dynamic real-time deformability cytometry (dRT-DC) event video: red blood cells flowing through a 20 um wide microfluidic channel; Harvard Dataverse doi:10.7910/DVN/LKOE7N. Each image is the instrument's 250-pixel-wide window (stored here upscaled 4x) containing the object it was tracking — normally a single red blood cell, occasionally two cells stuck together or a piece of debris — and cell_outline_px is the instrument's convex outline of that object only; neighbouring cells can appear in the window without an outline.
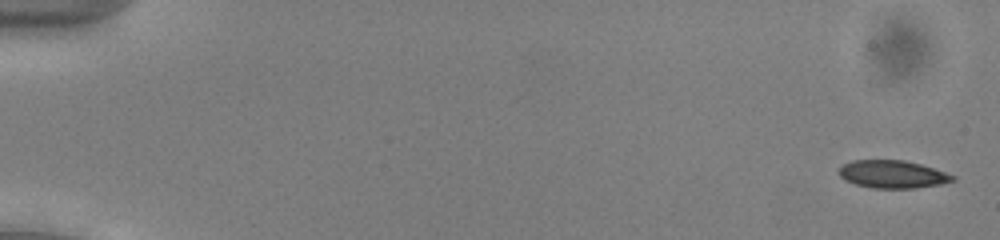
{"species": "common noctule bat (a hibernating species)", "species_latin": "Nyctalus noctula", "temperature_condition": "cold", "stored_images_in_passage": 54, "segment_of_instrument_passage": [1, 2], "camera_frame_rate_fps": 3000, "um_per_image_px": 0.085, "animal": {"sex": "male", "body_mass_g": 13.0, "forearm_length_mm": 53.1}, "frame": {"image": 1, "passage_image": 2, "time_ms": 0.333, "image_size_px": [1000, 240], "cell_outline_px": [[956, 180], [940, 184], [916, 188], [872, 188], [856, 184], [844, 180], [840, 176], [840, 168], [844, 164], [852, 160], [904, 160], [920, 164], [956, 176]], "centroid_in_image_um": [75.87, 14.81], "position_along_channel_um": 9.1, "area_um2": 18.26}}
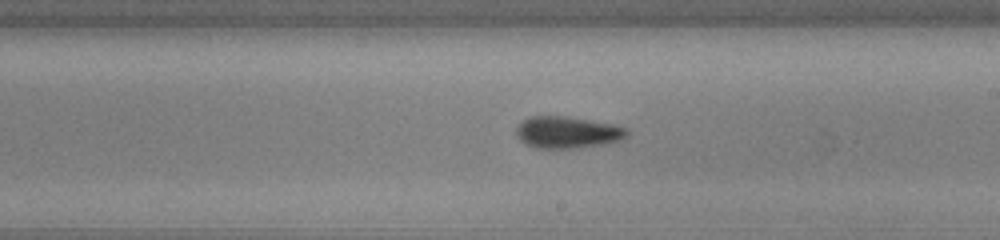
{"frame": {"image": 2, "passage_image": 32, "time_ms": 10.333, "image_size_px": [1000, 240], "cell_outline_px": [[628, 136], [620, 140], [604, 144], [576, 148], [536, 148], [524, 144], [516, 136], [516, 128], [524, 120], [532, 116], [560, 116], [612, 124], [628, 128]], "centroid_in_image_um": [48.22, 11.26], "position_along_channel_um": 240.8, "area_um2": 20.35}}
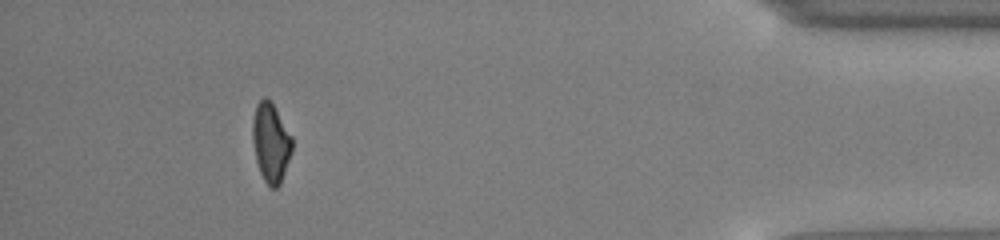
{"frame": {"image": 3, "passage_image": 49, "time_ms": 16.0, "image_size_px": [1000, 240], "cell_outline_px": [[292, 152], [280, 184], [276, 188], [272, 188], [264, 180], [260, 172], [256, 160], [252, 140], [252, 120], [256, 104], [264, 96], [272, 104], [292, 136]], "centroid_in_image_um": [23.01, 12.13], "position_along_channel_um": 412.2, "area_um2": 18.09}}